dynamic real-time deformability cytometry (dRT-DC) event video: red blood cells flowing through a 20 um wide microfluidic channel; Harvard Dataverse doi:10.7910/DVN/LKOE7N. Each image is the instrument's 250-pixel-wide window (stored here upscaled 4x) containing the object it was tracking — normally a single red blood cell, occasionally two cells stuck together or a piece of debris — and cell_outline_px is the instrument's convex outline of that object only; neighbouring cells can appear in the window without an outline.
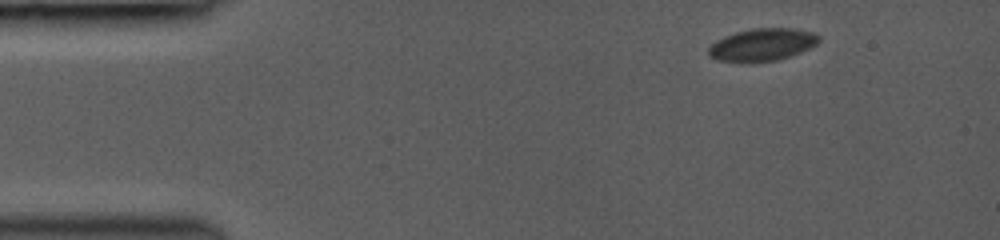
{"species": "common noctule bat (a hibernating species)", "species_latin": "Nyctalus noctula", "temperature_condition": "room temperature", "stored_images_in_passage": 42, "camera_frame_rate_fps": 3000, "um_per_image_px": 0.085, "animal": {"sex": "female", "body_mass_g": 19.0, "forearm_length_mm": 53.3}, "frame": {"image": 1, "passage_image": 1, "time_ms": 0.0, "image_size_px": [1000, 240], "cell_outline_px": [[820, 40], [816, 44], [800, 52], [776, 60], [716, 60], [708, 56], [708, 48], [716, 40], [724, 36], [736, 32], [752, 28], [792, 28], [816, 32], [820, 36]], "centroid_in_image_um": [64.81, 3.75], "position_along_channel_um": 20.2, "area_um2": 20.4}}
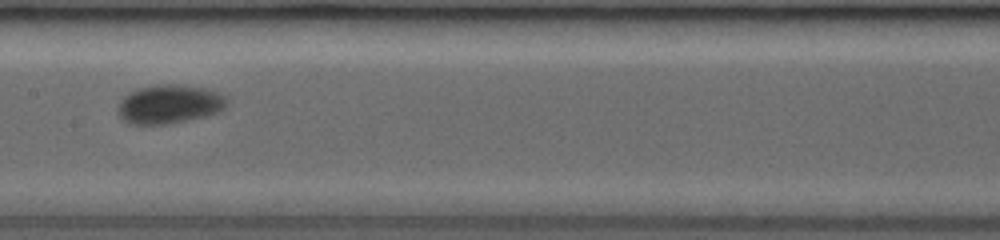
{"frame": {"image": 2, "passage_image": 18, "time_ms": 6.333, "image_size_px": [1000, 240], "cell_outline_px": [[228, 104], [220, 112], [204, 116], [168, 124], [128, 124], [120, 116], [120, 100], [128, 92], [152, 84], [180, 84], [204, 88], [220, 92], [228, 100]], "centroid_in_image_um": [14.43, 8.84], "position_along_channel_um": 193.0, "area_um2": 24.74}}
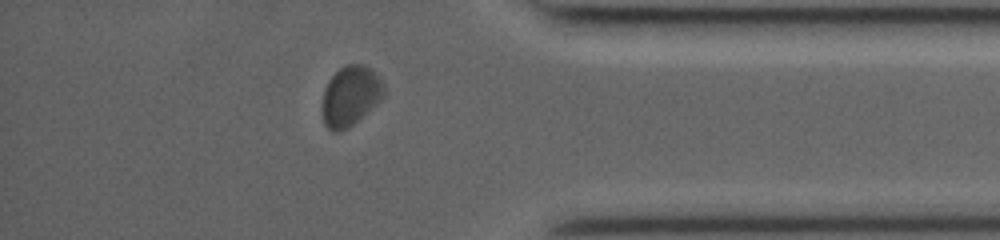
{"frame": {"image": 3, "passage_image": 38, "time_ms": 11.667, "image_size_px": [1000, 240], "cell_outline_px": [[384, 96], [376, 104], [348, 128], [340, 132], [332, 132], [324, 124], [324, 88], [328, 80], [344, 64], [364, 64], [372, 68], [384, 84]], "centroid_in_image_um": [29.81, 8.13], "position_along_channel_um": 405.4, "area_um2": 21.39}, "authors_computed_cell_mechanics": {"area_um2": 22.6287, "velocity_mm_per_s": 4.127, "shape_relaxation_time_tau1_ms": 1.3724, "shape_relaxation_time_tau2_ms": null, "deformation_change_tau1": 0.0441, "deformation_change_tau2": null}}